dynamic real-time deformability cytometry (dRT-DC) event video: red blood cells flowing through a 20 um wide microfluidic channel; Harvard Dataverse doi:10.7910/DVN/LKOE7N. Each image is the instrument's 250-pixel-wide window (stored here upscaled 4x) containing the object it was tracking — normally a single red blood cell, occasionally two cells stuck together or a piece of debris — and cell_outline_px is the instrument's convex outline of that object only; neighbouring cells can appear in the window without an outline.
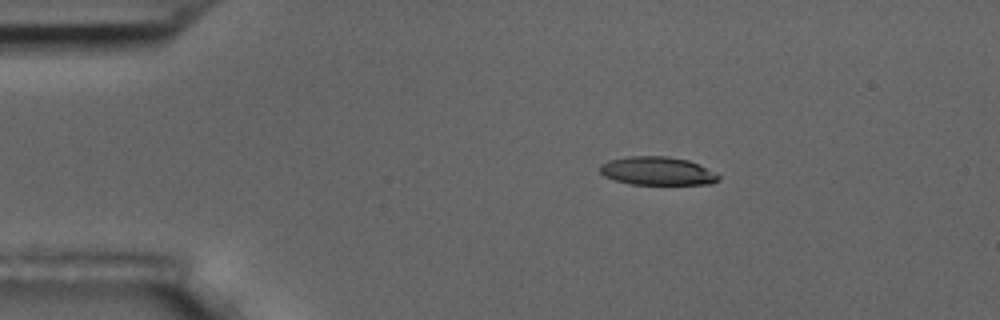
{"species": "common noctule bat (a hibernating species)", "species_latin": "Nyctalus noctula", "temperature_condition": "room temperature", "stored_images_in_passage": 4, "camera_frame_rate_fps": 3000, "um_per_image_px": 0.085, "animal": {"sex": "male", "body_mass_g": 17.5, "forearm_length_mm": 52.3}, "frame": {"image": 1, "passage_image": 1, "time_ms": 0.0, "image_size_px": [1000, 320], "cell_outline_px": [[720, 180], [712, 184], [632, 184], [616, 180], [604, 176], [600, 172], [600, 164], [608, 160], [628, 156], [668, 156], [688, 160], [700, 164], [716, 172], [720, 176]], "centroid_in_image_um": [55.91, 14.53], "position_along_channel_um": 29.1, "area_um2": 19.77}}